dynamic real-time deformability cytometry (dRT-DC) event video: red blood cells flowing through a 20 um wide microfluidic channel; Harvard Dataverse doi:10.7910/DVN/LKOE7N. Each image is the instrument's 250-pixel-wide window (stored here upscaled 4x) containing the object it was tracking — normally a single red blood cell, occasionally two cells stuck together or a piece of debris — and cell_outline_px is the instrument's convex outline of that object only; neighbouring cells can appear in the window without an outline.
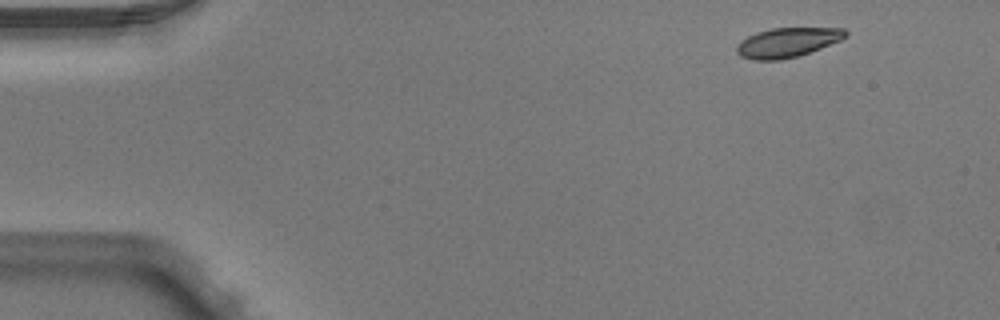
{"species": "Egyptian fruit bat (a non-hibernating species)", "species_latin": "Rousettus aegyptiacus", "temperature_condition": "warm", "stored_images_in_passage": 3, "camera_frame_rate_fps": 3000, "um_per_image_px": 0.085, "animal": {"sex": "male"}, "frame": {"image": 1, "passage_image": 1, "time_ms": 0.0, "image_size_px": [1000, 320], "cell_outline_px": [[848, 36], [840, 40], [800, 56], [780, 60], [752, 60], [740, 56], [736, 52], [736, 48], [740, 40], [756, 32], [772, 28], [844, 28], [848, 32]], "centroid_in_image_um": [66.91, 3.61], "position_along_channel_um": 18.1, "area_um2": 18.84}}